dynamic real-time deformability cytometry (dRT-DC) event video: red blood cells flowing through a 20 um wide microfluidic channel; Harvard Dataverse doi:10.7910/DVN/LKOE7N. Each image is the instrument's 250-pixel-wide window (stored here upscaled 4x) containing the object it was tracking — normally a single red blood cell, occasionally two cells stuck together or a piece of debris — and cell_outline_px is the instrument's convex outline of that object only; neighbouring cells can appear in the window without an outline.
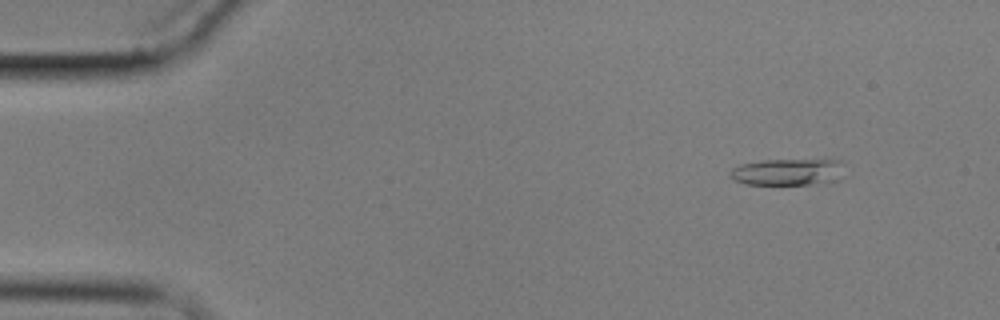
{"species": "common noctule bat (a hibernating species)", "species_latin": "Nyctalus noctula", "temperature_condition": "cold", "stored_images_in_passage": 5, "camera_frame_rate_fps": 3000, "um_per_image_px": 0.085, "animal": {"sex": "male", "body_mass_g": 17.9}, "frame": {"image": 1, "passage_image": 2, "time_ms": 1.0, "image_size_px": [1000, 320], "cell_outline_px": [[840, 160], [836, 180], [808, 184], [744, 184], [728, 176], [728, 172], [732, 168], [740, 164], [764, 160], [824, 156]], "centroid_in_image_um": [66.9, 14.55], "position_along_channel_um": 18.1, "area_um2": 18.26}}